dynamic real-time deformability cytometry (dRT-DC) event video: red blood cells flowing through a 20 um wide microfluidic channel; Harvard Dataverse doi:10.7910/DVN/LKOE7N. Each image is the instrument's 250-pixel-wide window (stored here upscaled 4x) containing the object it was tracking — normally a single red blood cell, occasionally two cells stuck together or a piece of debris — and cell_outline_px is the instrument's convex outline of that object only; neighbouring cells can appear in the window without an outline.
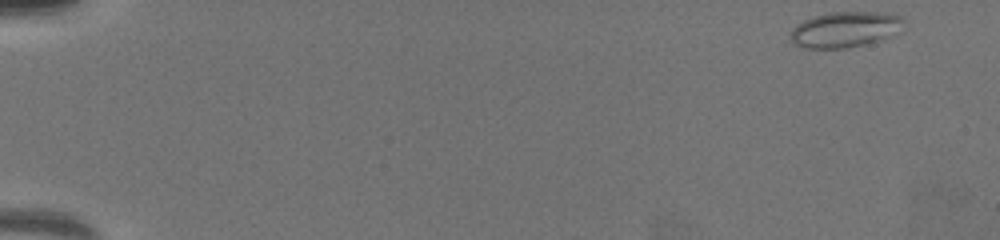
{"species": "common noctule bat (a hibernating species)", "species_latin": "Nyctalus noctula", "temperature_condition": "warm", "stored_images_in_passage": 16, "camera_frame_rate_fps": 3000, "um_per_image_px": 0.085, "animal": {"sex": "female", "body_mass_g": 19.5, "forearm_length_mm": 54.1}, "frame": {"image": 1, "passage_image": 1, "time_ms": 0.0, "image_size_px": [1000, 240], "cell_outline_px": [[904, 20], [900, 32], [880, 40], [864, 44], [844, 48], [804, 48], [792, 44], [792, 28], [796, 24], [804, 20], [828, 12], [892, 12], [900, 16]], "centroid_in_image_um": [71.86, 2.49], "position_along_channel_um": 13.1, "area_um2": 23.64}}